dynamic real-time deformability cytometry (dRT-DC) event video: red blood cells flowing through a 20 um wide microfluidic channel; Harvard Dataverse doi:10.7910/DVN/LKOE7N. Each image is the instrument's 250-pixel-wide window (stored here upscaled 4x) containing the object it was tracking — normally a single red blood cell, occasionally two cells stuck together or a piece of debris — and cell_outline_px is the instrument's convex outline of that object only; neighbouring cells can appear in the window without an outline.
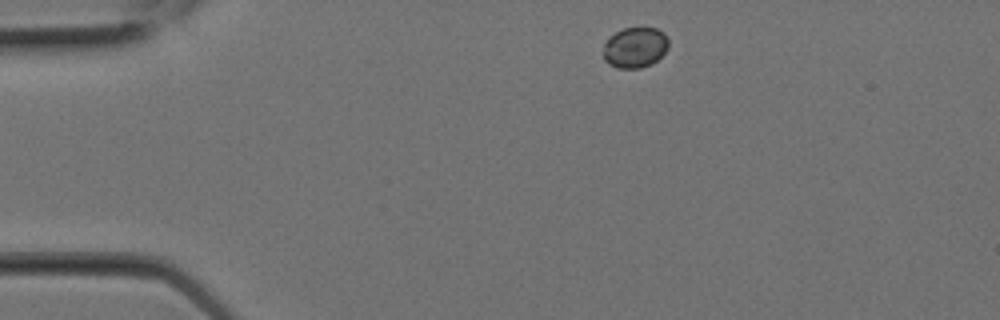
{"species": "Egyptian fruit bat (a non-hibernating species)", "species_latin": "Rousettus aegyptiacus", "temperature_condition": "room temperature", "stored_images_in_passage": 5, "camera_frame_rate_fps": 3000, "um_per_image_px": 0.085, "animal": {"sex": "female"}, "frame": {"image": 1, "passage_image": 1, "time_ms": 0.0, "image_size_px": [1000, 320], "cell_outline_px": [[668, 48], [652, 64], [640, 68], [620, 68], [608, 64], [604, 60], [604, 44], [608, 36], [624, 28], [656, 28], [664, 32], [668, 40]], "centroid_in_image_um": [53.96, 4.03], "position_along_channel_um": 31.0, "area_um2": 15.43}}
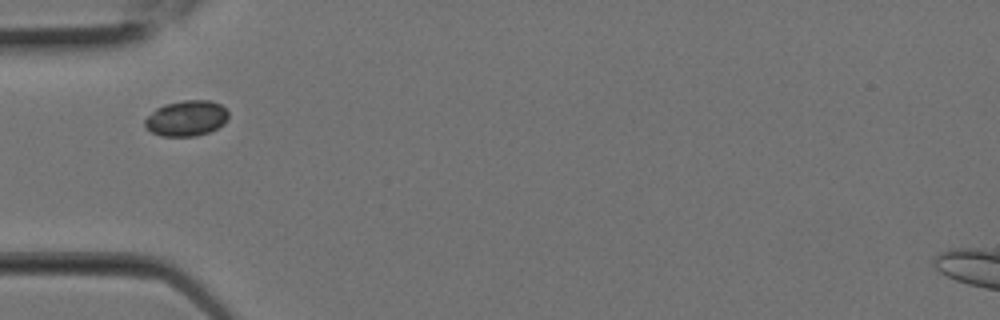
{"frame": {"image": 2, "passage_image": 4, "time_ms": 1.0, "image_size_px": [1000, 320], "cell_outline_px": [[228, 120], [224, 124], [208, 132], [196, 136], [160, 136], [152, 132], [144, 124], [144, 120], [156, 108], [164, 104], [184, 100], [208, 100], [220, 104], [228, 112]], "centroid_in_image_um": [15.85, 10.05], "position_along_channel_um": 69.1, "area_um2": 17.28}}